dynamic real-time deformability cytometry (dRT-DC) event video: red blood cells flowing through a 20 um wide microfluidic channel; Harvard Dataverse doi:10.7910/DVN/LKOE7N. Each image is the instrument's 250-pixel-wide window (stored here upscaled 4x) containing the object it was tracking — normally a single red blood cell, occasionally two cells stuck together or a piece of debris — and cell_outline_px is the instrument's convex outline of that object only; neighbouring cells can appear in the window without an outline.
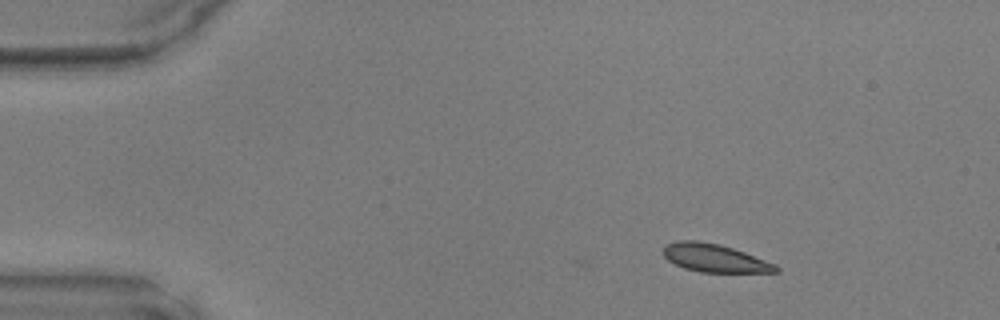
{"species": "common noctule bat (a hibernating species)", "species_latin": "Nyctalus noctula", "temperature_condition": "warm", "stored_images_in_passage": 2, "camera_frame_rate_fps": 3000, "um_per_image_px": 0.085, "animal": {"sex": "male", "body_mass_g": 17.9, "forearm_length_mm": 54.2}, "frame": {"image": 1, "passage_image": 2, "time_ms": 0.333, "image_size_px": [1000, 320], "cell_outline_px": [[780, 272], [700, 272], [684, 268], [668, 260], [664, 256], [664, 244], [676, 240], [696, 240], [720, 244], [744, 252], [776, 264], [780, 268]], "centroid_in_image_um": [60.74, 21.93], "position_along_channel_um": 24.3, "area_um2": 18.44}}